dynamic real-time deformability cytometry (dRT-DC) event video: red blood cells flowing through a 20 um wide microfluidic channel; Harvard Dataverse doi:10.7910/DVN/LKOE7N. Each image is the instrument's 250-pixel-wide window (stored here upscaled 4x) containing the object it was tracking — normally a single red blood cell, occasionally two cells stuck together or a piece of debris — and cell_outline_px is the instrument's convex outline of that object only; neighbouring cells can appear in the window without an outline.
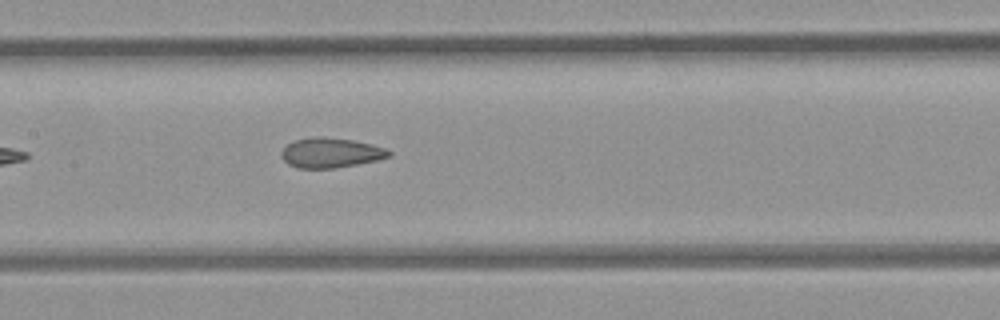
{"species": "common noctule bat (a hibernating species)", "species_latin": "Nyctalus noctula", "temperature_condition": "room temperature", "stored_images_in_passage": 5, "segment_of_instrument_passage": [1, 2], "camera_frame_rate_fps": 3000, "um_per_image_px": 0.085, "animal": {"sex": "female", "body_mass_g": 21.9}, "frame": {"image": 1, "passage_image": 4, "time_ms": 3.333, "image_size_px": [1000, 320], "cell_outline_px": [[392, 156], [376, 160], [336, 168], [296, 168], [288, 164], [280, 156], [280, 152], [288, 144], [296, 140], [352, 140], [372, 144], [384, 148], [392, 152]], "centroid_in_image_um": [28.14, 13.05], "position_along_channel_um": 179.3, "area_um2": 17.8}}